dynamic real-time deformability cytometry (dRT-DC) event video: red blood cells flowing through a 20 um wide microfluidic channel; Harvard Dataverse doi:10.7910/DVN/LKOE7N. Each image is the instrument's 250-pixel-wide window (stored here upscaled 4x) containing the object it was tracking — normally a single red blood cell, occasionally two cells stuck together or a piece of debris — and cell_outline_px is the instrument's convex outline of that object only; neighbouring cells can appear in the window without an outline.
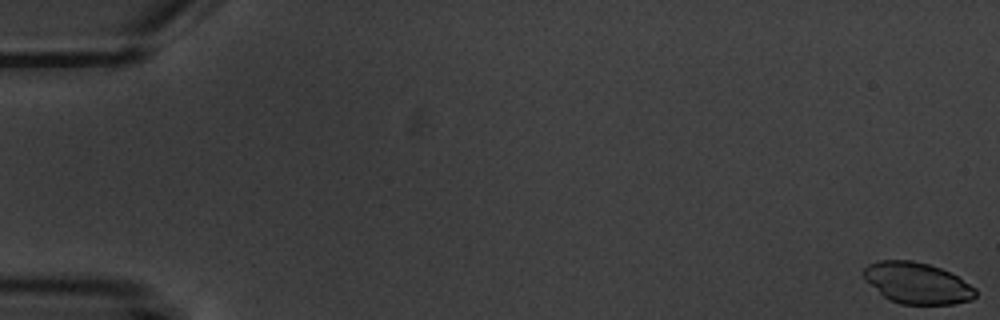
{"species": "common noctule bat (a hibernating species)", "species_latin": "Nyctalus noctula", "temperature_condition": "warm", "stored_images_in_passage": 5, "camera_frame_rate_fps": 3000, "um_per_image_px": 0.085, "animal": {"sex": "male", "body_mass_g": 20.1, "forearm_length_mm": 53.5}, "frame": {"image": 1, "passage_image": 1, "time_ms": 0.0, "image_size_px": [1000, 320], "cell_outline_px": [[976, 296], [972, 300], [952, 304], [900, 304], [884, 296], [864, 280], [864, 268], [868, 264], [880, 260], [912, 260], [928, 264], [940, 268], [956, 276], [976, 288]], "centroid_in_image_um": [77.95, 24.06], "position_along_channel_um": 7.0, "area_um2": 26.7}}